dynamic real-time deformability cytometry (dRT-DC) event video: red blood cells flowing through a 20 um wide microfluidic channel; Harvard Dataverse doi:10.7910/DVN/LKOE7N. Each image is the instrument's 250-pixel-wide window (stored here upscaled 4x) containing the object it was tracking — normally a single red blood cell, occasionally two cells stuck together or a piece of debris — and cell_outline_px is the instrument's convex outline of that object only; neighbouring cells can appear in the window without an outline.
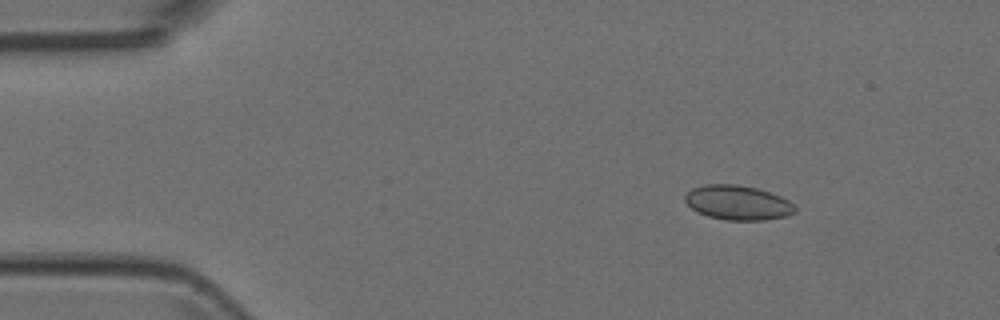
{"species": "Egyptian fruit bat (a non-hibernating species)", "species_latin": "Rousettus aegyptiacus", "temperature_condition": "room temperature", "stored_images_in_passage": 6, "camera_frame_rate_fps": 3000, "um_per_image_px": 0.085, "animal": {"sex": "female"}, "frame": {"image": 1, "passage_image": 2, "time_ms": 0.333, "image_size_px": [1000, 320], "cell_outline_px": [[796, 212], [788, 216], [764, 220], [724, 220], [708, 216], [692, 208], [684, 200], [684, 196], [692, 188], [708, 184], [736, 184], [756, 188], [780, 196], [788, 200], [796, 208]], "centroid_in_image_um": [62.72, 17.23], "position_along_channel_um": 22.3, "area_um2": 22.02}}
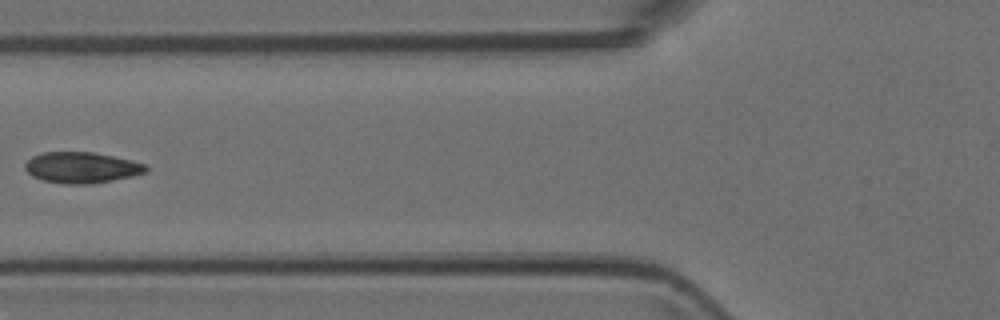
{"frame": {"image": 2, "passage_image": 5, "time_ms": 1.333, "image_size_px": [1000, 320], "cell_outline_px": [[148, 172], [132, 176], [92, 184], [64, 184], [44, 180], [32, 176], [24, 168], [24, 164], [32, 156], [44, 152], [92, 152], [132, 160], [148, 164]], "centroid_in_image_um": [6.96, 14.24], "position_along_channel_um": 118.8, "area_um2": 21.91}}
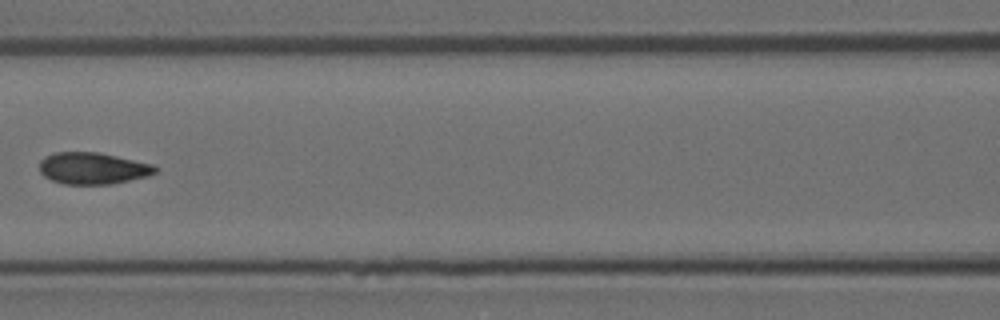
{"frame": {"image": 3, "passage_image": 6, "time_ms": 1.667, "image_size_px": [1000, 320], "cell_outline_px": [[160, 168], [156, 172], [148, 176], [112, 184], [64, 184], [52, 180], [44, 176], [40, 172], [40, 160], [44, 156], [56, 152], [100, 152], [152, 164]], "centroid_in_image_um": [7.89, 14.3], "position_along_channel_um": 158.7, "area_um2": 21.5}}